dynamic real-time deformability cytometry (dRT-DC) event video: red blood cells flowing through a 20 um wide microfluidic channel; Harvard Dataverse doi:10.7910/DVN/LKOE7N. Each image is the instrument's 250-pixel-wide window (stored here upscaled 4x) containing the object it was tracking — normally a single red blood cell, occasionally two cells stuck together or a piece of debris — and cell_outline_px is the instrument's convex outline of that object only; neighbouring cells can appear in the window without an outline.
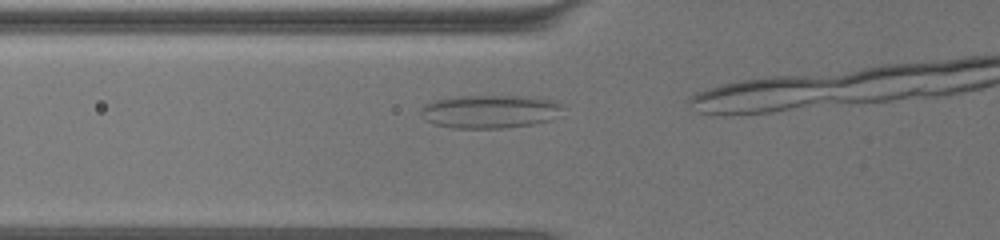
{"species": "common noctule bat (a hibernating species)", "species_latin": "Nyctalus noctula", "temperature_condition": "warm", "stored_images_in_passage": 20, "camera_frame_rate_fps": 3000, "um_per_image_px": 0.085, "animal": {"sex": "female", "body_mass_g": 19.5, "forearm_length_mm": 54.1}, "frame": {"image": 1, "passage_image": 15, "time_ms": 4.667, "image_size_px": [1000, 240], "cell_outline_px": [[564, 104], [552, 120], [532, 124], [504, 128], [452, 128], [436, 124], [424, 120], [420, 116], [420, 108], [424, 104], [432, 100], [460, 96], [524, 96], [552, 100]], "centroid_in_image_um": [41.58, 9.48], "position_along_channel_um": 84.2, "area_um2": 27.63}}